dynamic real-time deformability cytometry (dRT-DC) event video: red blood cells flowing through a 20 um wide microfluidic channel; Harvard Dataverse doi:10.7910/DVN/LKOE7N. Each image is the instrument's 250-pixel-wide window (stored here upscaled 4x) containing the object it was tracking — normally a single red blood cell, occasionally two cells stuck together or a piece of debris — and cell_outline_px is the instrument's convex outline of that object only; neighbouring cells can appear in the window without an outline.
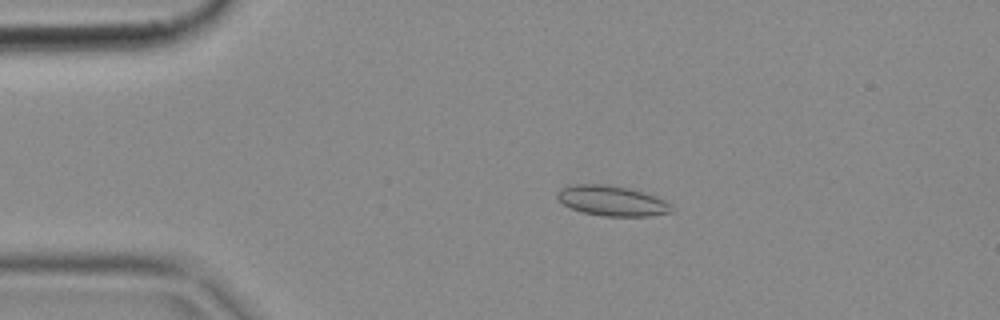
{"species": "common noctule bat (a hibernating species)", "species_latin": "Nyctalus noctula", "temperature_condition": "cold", "stored_images_in_passage": 4, "camera_frame_rate_fps": 3000, "um_per_image_px": 0.085, "animal": {"sex": "female", "body_mass_g": 18.4}, "frame": {"image": 1, "passage_image": 3, "time_ms": 0.667, "image_size_px": [1000, 320], "cell_outline_px": [[672, 212], [648, 216], [604, 216], [584, 212], [572, 208], [564, 204], [556, 196], [556, 192], [560, 188], [576, 184], [608, 184], [628, 188], [664, 200], [672, 208]], "centroid_in_image_um": [51.97, 17.06], "position_along_channel_um": 33.0, "area_um2": 19.71}}